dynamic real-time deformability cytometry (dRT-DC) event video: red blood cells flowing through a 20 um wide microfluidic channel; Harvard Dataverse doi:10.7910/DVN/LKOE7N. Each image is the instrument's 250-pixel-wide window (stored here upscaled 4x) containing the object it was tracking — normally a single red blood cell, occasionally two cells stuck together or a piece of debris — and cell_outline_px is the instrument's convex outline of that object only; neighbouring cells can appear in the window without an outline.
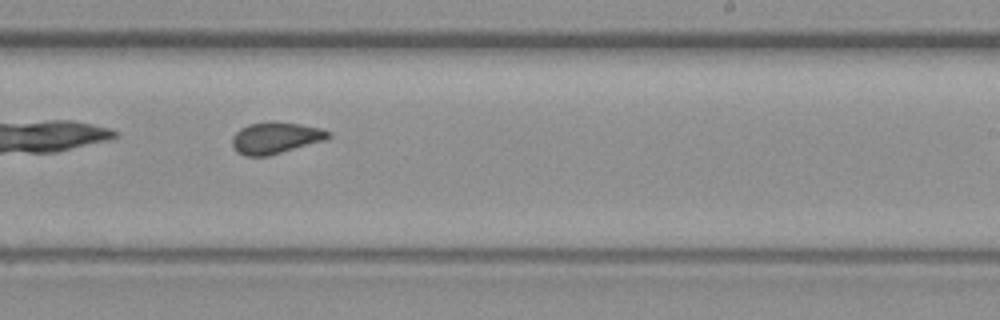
{"species": "common noctule bat (a hibernating species)", "species_latin": "Nyctalus noctula", "temperature_condition": "warm", "stored_images_in_passage": 32, "camera_frame_rate_fps": 3000, "um_per_image_px": 0.085, "animal": {"sex": "female", "body_mass_g": 19.3, "forearm_length_mm": 54.1}, "frame": {"image": 1, "passage_image": 19, "time_ms": 6.0, "image_size_px": [1000, 320], "cell_outline_px": [[332, 136], [324, 140], [268, 156], [244, 156], [236, 152], [232, 148], [232, 136], [240, 128], [248, 124], [300, 124], [320, 128], [332, 132]], "centroid_in_image_um": [23.39, 11.76], "position_along_channel_um": 265.6, "area_um2": 17.17}}
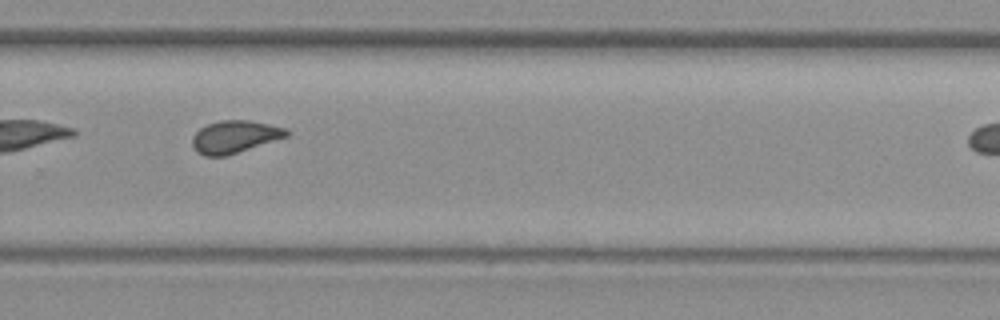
{"frame": {"image": 2, "passage_image": 23, "time_ms": 7.333, "image_size_px": [1000, 320], "cell_outline_px": [[288, 136], [228, 156], [204, 156], [192, 144], [192, 136], [200, 128], [208, 124], [220, 120], [248, 120], [288, 128]], "centroid_in_image_um": [19.97, 11.62], "position_along_channel_um": 309.8, "area_um2": 17.74}}